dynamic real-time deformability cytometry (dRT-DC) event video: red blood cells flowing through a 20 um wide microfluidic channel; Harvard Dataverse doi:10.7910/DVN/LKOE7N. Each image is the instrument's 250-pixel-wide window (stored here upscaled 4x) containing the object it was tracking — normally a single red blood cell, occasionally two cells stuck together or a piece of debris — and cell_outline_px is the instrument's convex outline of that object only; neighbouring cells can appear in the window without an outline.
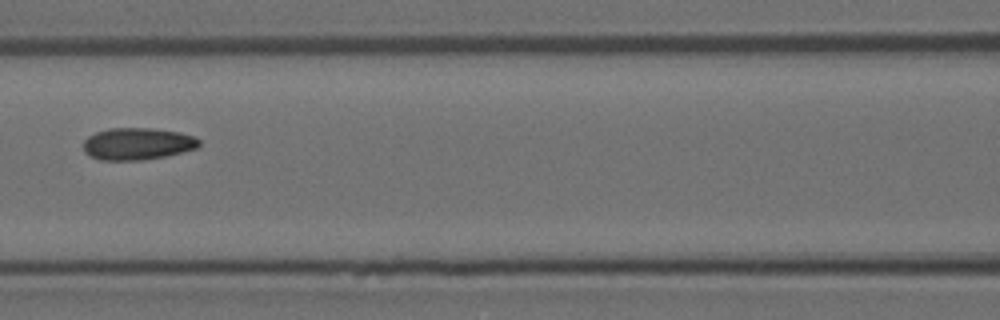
{"species": "Egyptian fruit bat (a non-hibernating species)", "species_latin": "Rousettus aegyptiacus", "temperature_condition": "room temperature", "stored_images_in_passage": 7, "camera_frame_rate_fps": 3000, "um_per_image_px": 0.085, "animal": {"sex": "female"}, "frame": {"image": 1, "passage_image": 7, "time_ms": 2.0, "image_size_px": [1000, 320], "cell_outline_px": [[200, 144], [196, 148], [164, 156], [140, 160], [100, 160], [84, 152], [84, 140], [88, 136], [96, 132], [108, 128], [152, 128], [180, 132], [196, 136], [200, 140]], "centroid_in_image_um": [11.68, 12.21], "position_along_channel_um": 154.9, "area_um2": 21.56}}